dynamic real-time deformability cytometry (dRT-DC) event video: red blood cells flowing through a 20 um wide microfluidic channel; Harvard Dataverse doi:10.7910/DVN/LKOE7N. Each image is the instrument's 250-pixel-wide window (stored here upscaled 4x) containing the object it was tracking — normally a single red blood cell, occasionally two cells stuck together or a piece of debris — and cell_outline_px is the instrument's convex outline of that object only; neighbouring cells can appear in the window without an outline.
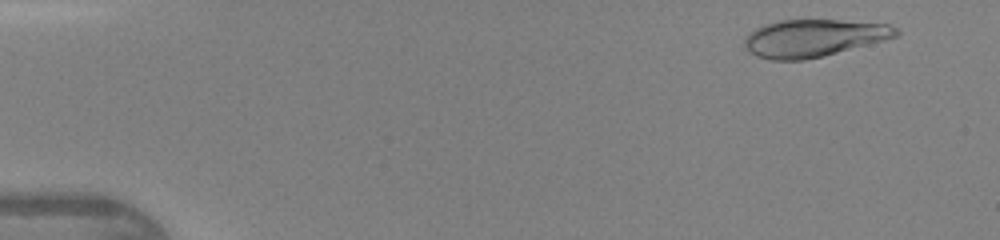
{"species": "human", "species_latin": "Homo sapiens", "temperature_condition": "warm", "stored_images_in_passage": 36, "camera_frame_rate_fps": 3000, "um_per_image_px": 0.085, "donor": {"sex": "female"}, "frame": {"image": 1, "passage_image": 3, "time_ms": 0.667, "image_size_px": [1000, 240], "cell_outline_px": [[900, 32], [896, 36], [884, 40], [824, 56], [804, 60], [772, 60], [756, 56], [748, 52], [744, 48], [744, 40], [748, 32], [764, 24], [780, 20], [836, 20], [888, 24], [896, 28]], "centroid_in_image_um": [69.1, 3.24], "position_along_channel_um": 15.9, "area_um2": 33.06}}
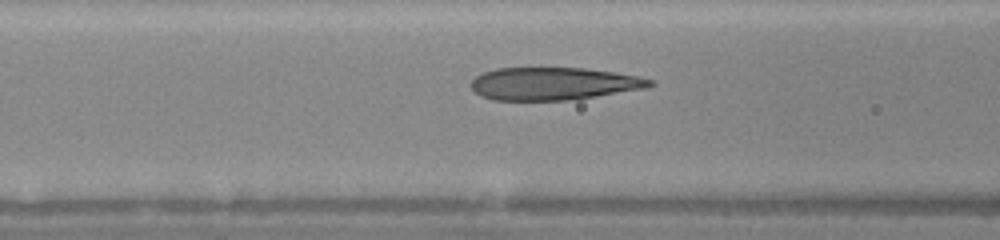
{"frame": {"image": 2, "passage_image": 18, "time_ms": 5.667, "image_size_px": [1000, 240], "cell_outline_px": [[656, 84], [644, 88], [596, 96], [568, 100], [492, 100], [480, 96], [472, 88], [472, 80], [476, 76], [484, 72], [496, 68], [584, 68], [640, 76], [652, 80]], "centroid_in_image_um": [47.04, 7.11], "position_along_channel_um": 119.6, "area_um2": 33.81}}
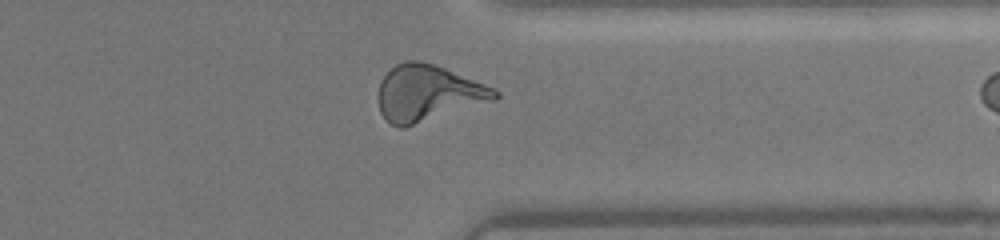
{"frame": {"image": 3, "passage_image": 35, "time_ms": 11.333, "image_size_px": [1000, 240], "cell_outline_px": [[500, 96], [496, 100], [404, 128], [400, 128], [392, 124], [380, 112], [380, 80], [396, 64], [404, 60], [420, 60], [436, 64], [484, 84], [500, 92]], "centroid_in_image_um": [36.4, 7.91], "position_along_channel_um": 375.0, "area_um2": 37.97}}